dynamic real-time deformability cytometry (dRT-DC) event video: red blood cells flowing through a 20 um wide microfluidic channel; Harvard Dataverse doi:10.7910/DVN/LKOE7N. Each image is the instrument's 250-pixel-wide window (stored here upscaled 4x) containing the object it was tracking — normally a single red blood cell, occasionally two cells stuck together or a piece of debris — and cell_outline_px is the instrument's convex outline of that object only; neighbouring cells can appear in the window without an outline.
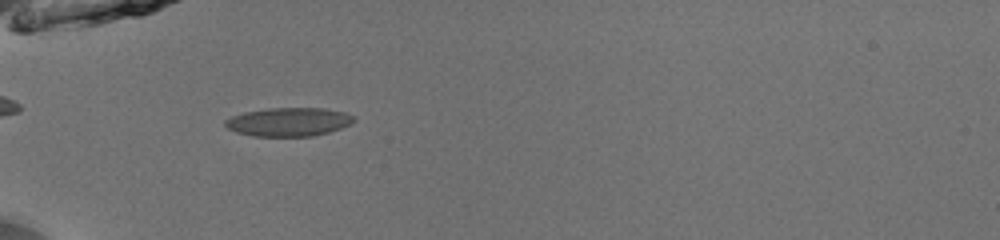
{"species": "common noctule bat (a hibernating species)", "species_latin": "Nyctalus noctula", "temperature_condition": "room temperature", "stored_images_in_passage": 24, "camera_frame_rate_fps": 3000, "um_per_image_px": 0.085, "animal": {"sex": "male", "body_mass_g": 13.0, "forearm_length_mm": 53.1}, "frame": {"image": 1, "passage_image": 1, "time_ms": 0.0, "image_size_px": [1000, 240], "cell_outline_px": [[356, 120], [352, 124], [328, 132], [312, 136], [252, 136], [236, 132], [228, 128], [224, 124], [224, 120], [232, 116], [244, 112], [268, 108], [324, 108], [344, 112], [356, 116]], "centroid_in_image_um": [24.55, 10.35], "position_along_channel_um": 60.4, "area_um2": 21.56}}
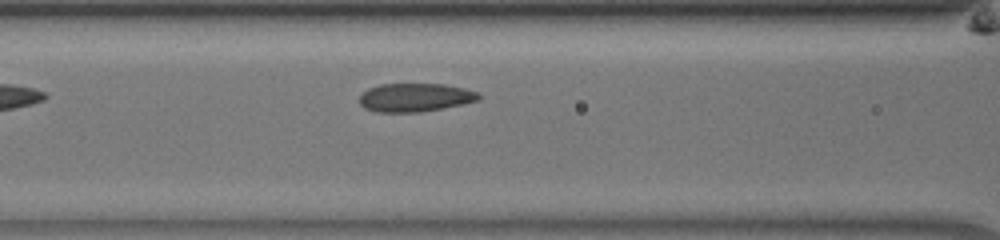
{"frame": {"image": 2, "passage_image": 7, "time_ms": 2.0, "image_size_px": [1000, 240], "cell_outline_px": [[480, 100], [464, 104], [420, 112], [376, 112], [364, 108], [360, 104], [360, 96], [368, 88], [380, 84], [444, 84], [464, 88], [480, 92]], "centroid_in_image_um": [35.31, 8.28], "position_along_channel_um": 131.3, "area_um2": 19.88}}
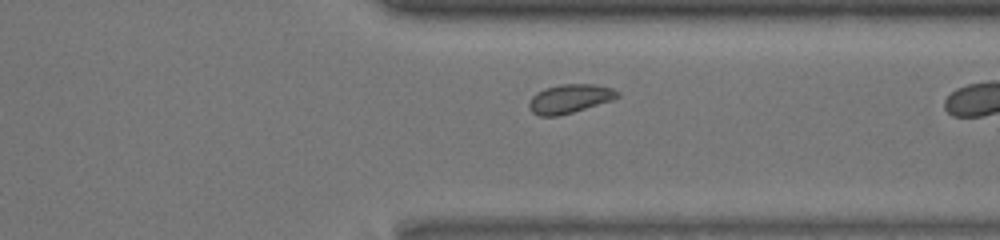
{"frame": {"image": 3, "passage_image": 22, "time_ms": 7.0, "image_size_px": [1000, 240], "cell_outline_px": [[620, 96], [612, 100], [572, 112], [556, 116], [540, 116], [532, 112], [528, 108], [528, 104], [532, 96], [536, 92], [544, 88], [560, 84], [592, 84], [612, 88], [620, 92]], "centroid_in_image_um": [48.4, 8.38], "position_along_channel_um": 363.0, "area_um2": 14.85}}